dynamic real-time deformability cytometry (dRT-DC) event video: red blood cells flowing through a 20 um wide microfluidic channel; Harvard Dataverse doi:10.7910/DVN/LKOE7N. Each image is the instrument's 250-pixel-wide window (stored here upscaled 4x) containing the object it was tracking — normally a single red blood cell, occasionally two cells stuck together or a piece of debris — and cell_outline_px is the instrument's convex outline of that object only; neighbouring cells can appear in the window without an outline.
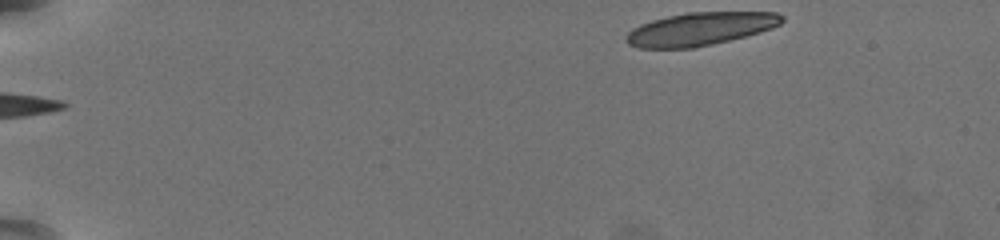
{"species": "common noctule bat (a hibernating species)", "species_latin": "Nyctalus noctula", "temperature_condition": "warm", "stored_images_in_passage": 18, "camera_frame_rate_fps": 3000, "um_per_image_px": 0.085, "animal": {"sex": "female", "body_mass_g": 19.5, "forearm_length_mm": 54.1}, "frame": {"image": 1, "passage_image": 1, "time_ms": 0.0, "image_size_px": [1000, 240], "cell_outline_px": [[784, 20], [780, 24], [772, 28], [760, 32], [712, 44], [692, 48], [640, 48], [628, 44], [624, 40], [624, 36], [632, 28], [640, 24], [652, 20], [668, 16], [688, 12], [776, 12], [784, 16]], "centroid_in_image_um": [59.49, 2.45], "position_along_channel_um": 25.5, "area_um2": 30.0}}
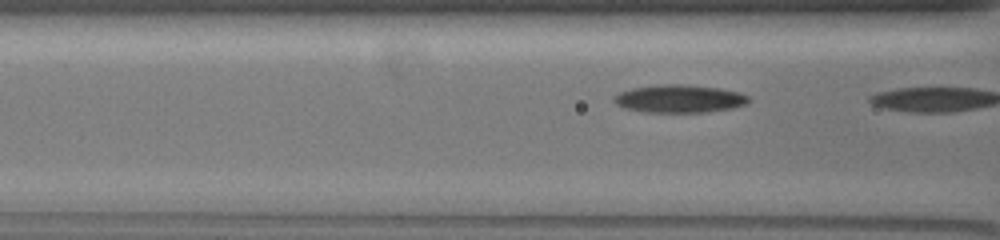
{"frame": {"image": 2, "passage_image": 17, "time_ms": 5.333, "image_size_px": [1000, 240], "cell_outline_px": [[748, 104], [732, 108], [704, 112], [648, 112], [628, 108], [616, 104], [612, 100], [612, 96], [620, 92], [632, 88], [660, 84], [680, 84], [720, 88], [740, 92], [748, 96]], "centroid_in_image_um": [57.75, 8.38], "position_along_channel_um": 108.8, "area_um2": 21.79}}